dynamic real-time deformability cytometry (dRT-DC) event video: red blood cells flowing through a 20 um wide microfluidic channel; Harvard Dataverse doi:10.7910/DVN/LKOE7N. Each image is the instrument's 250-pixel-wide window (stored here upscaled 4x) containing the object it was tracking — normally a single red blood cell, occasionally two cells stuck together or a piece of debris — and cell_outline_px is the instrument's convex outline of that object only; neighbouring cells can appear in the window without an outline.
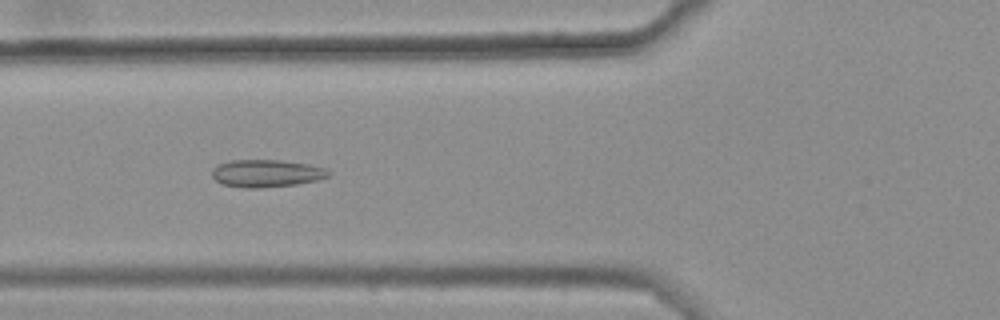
{"species": "common noctule bat (a hibernating species)", "species_latin": "Nyctalus noctula", "temperature_condition": "warm", "stored_images_in_passage": 33, "camera_frame_rate_fps": 3000, "um_per_image_px": 0.085, "animal": {"sex": "female", "body_mass_g": 25.1}, "frame": {"image": 1, "passage_image": 11, "time_ms": 3.333, "image_size_px": [1000, 320], "cell_outline_px": [[332, 172], [328, 176], [316, 180], [296, 184], [260, 188], [248, 188], [224, 184], [216, 180], [212, 176], [212, 168], [216, 164], [232, 160], [280, 160], [308, 164], [324, 168]], "centroid_in_image_um": [22.63, 14.72], "position_along_channel_um": 103.2, "area_um2": 18.55}}
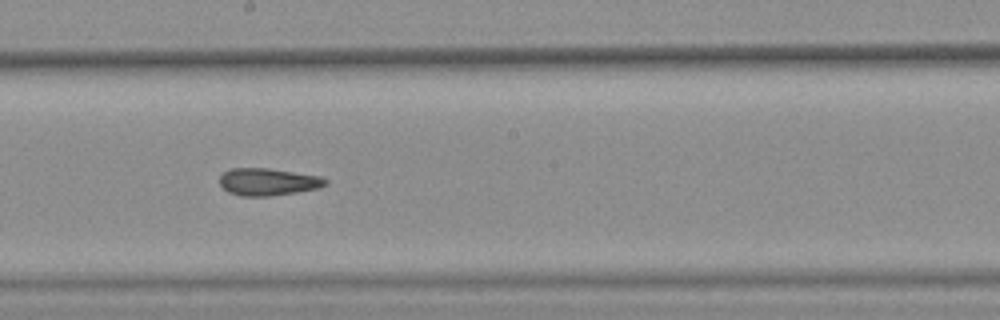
{"frame": {"image": 2, "passage_image": 21, "time_ms": 6.667, "image_size_px": [1000, 320], "cell_outline_px": [[328, 184], [320, 188], [296, 192], [268, 196], [240, 196], [228, 192], [220, 184], [220, 176], [228, 168], [268, 168], [320, 176], [328, 180]], "centroid_in_image_um": [22.78, 15.45], "position_along_channel_um": 225.4, "area_um2": 16.88}}
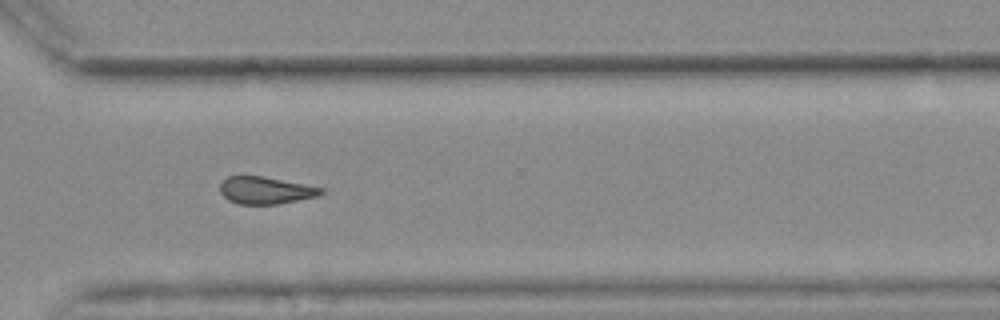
{"frame": {"image": 3, "passage_image": 31, "time_ms": 10.0, "image_size_px": [1000, 320], "cell_outline_px": [[324, 192], [316, 196], [276, 204], [240, 204], [228, 200], [220, 192], [220, 184], [228, 176], [264, 176], [324, 188]], "centroid_in_image_um": [22.55, 16.17], "position_along_channel_um": 348.0, "area_um2": 15.84}, "authors_computed_cell_mechanics": {"area_um2": 16.9932, "velocity_mm_per_s": 3.6747, "shape_relaxation_time_tau1_ms": null, "shape_relaxation_time_tau2_ms": 4.2182, "deformation_change_tau1": null, "deformation_change_tau2": 0.1118}}